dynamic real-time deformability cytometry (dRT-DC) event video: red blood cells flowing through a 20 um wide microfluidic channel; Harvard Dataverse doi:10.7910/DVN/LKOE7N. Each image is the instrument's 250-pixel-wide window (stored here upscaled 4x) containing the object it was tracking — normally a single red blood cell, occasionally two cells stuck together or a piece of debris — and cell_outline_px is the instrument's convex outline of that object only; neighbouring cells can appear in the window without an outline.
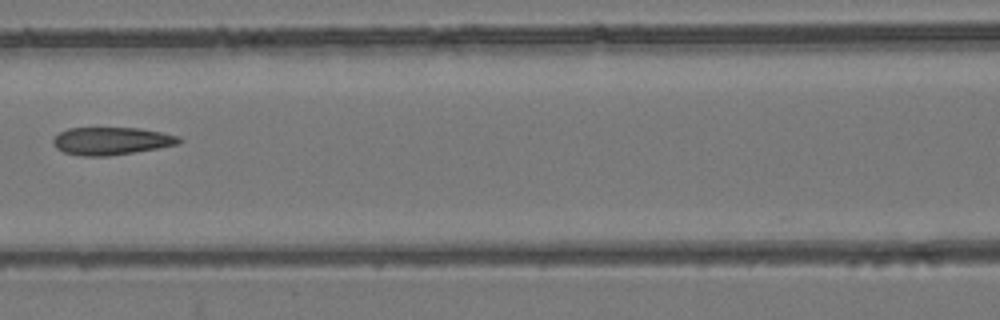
{"species": "common noctule bat (a hibernating species)", "species_latin": "Nyctalus noctula", "temperature_condition": "room temperature", "stored_images_in_passage": 7, "camera_frame_rate_fps": 3000, "um_per_image_px": 0.085, "animal": {"sex": "female", "body_mass_g": 24.6, "forearm_length_mm": 56.2}, "frame": {"image": 1, "passage_image": 7, "time_ms": 6.667, "image_size_px": [1000, 320], "cell_outline_px": [[184, 140], [180, 144], [108, 156], [80, 156], [64, 152], [56, 148], [52, 144], [52, 140], [60, 132], [68, 128], [140, 128], [180, 136]], "centroid_in_image_um": [9.47, 11.98], "position_along_channel_um": 157.1, "area_um2": 20.29}}